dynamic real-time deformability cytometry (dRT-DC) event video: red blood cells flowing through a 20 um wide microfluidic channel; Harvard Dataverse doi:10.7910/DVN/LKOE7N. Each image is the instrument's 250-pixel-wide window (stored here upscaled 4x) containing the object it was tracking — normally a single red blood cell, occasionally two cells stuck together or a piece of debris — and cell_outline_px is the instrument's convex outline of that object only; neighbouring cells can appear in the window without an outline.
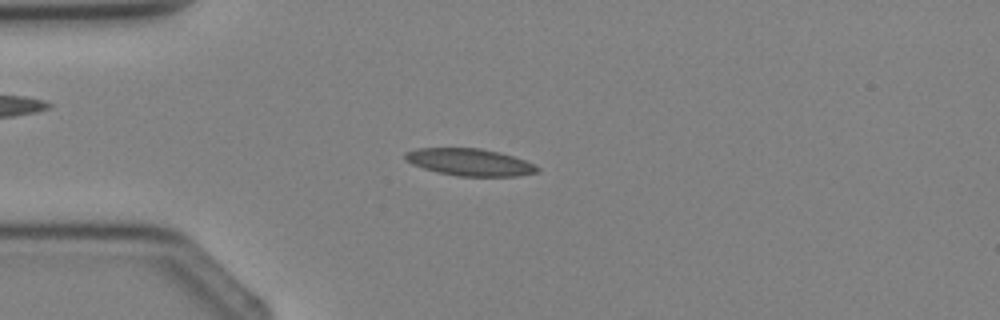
{"species": "Egyptian fruit bat (a non-hibernating species)", "species_latin": "Rousettus aegyptiacus", "temperature_condition": "cold", "stored_images_in_passage": 3, "camera_frame_rate_fps": 3000, "um_per_image_px": 0.085, "animal": {"sex": "female"}, "frame": {"image": 1, "passage_image": 3, "time_ms": 3.0, "image_size_px": [1000, 320], "cell_outline_px": [[540, 172], [516, 176], [456, 176], [424, 168], [412, 164], [404, 160], [404, 152], [416, 148], [480, 148], [500, 152], [524, 160], [540, 168]], "centroid_in_image_um": [39.91, 13.78], "position_along_channel_um": 45.1, "area_um2": 20.87}}